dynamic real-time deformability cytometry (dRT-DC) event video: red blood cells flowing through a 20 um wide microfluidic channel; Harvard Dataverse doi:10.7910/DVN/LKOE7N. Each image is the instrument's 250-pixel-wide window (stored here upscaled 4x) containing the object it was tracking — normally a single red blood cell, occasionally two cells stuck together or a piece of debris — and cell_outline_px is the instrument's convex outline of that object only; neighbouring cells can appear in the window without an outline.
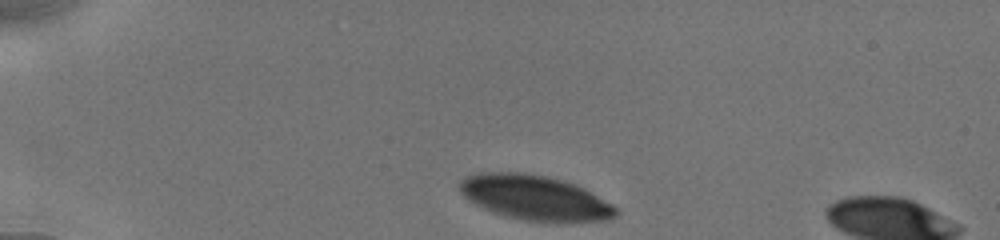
{"species": "human", "species_latin": "Homo sapiens", "temperature_condition": "cold", "stored_images_in_passage": 20, "camera_frame_rate_fps": 3000, "um_per_image_px": 0.085, "donor": {"sex": "male"}, "frame": {"image": 1, "passage_image": 1, "time_ms": 0.0, "image_size_px": [1000, 240], "cell_outline_px": [[620, 212], [616, 216], [608, 220], [568, 224], [524, 220], [492, 212], [476, 204], [464, 196], [460, 192], [460, 180], [468, 176], [480, 172], [520, 172], [544, 176], [564, 180], [584, 188], [612, 204]], "centroid_in_image_um": [45.53, 16.83], "position_along_channel_um": 39.5, "area_um2": 41.21}}
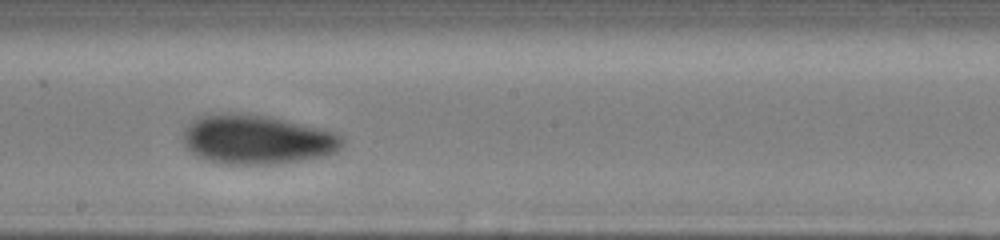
{"frame": {"image": 2, "passage_image": 9, "time_ms": 6.333, "image_size_px": [1000, 240], "cell_outline_px": [[344, 144], [336, 152], [324, 156], [300, 160], [272, 164], [228, 164], [204, 160], [196, 156], [184, 144], [180, 136], [184, 128], [196, 116], [220, 112], [252, 112], [324, 128], [336, 132], [344, 136]], "centroid_in_image_um": [21.82, 11.82], "position_along_channel_um": 226.4, "area_um2": 46.99}}
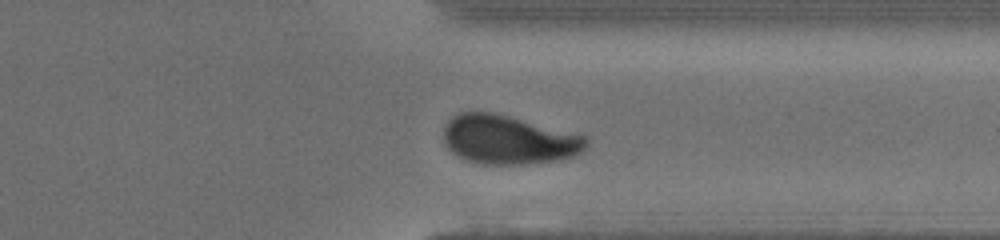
{"frame": {"image": 3, "passage_image": 17, "time_ms": 10.0, "image_size_px": [1000, 240], "cell_outline_px": [[588, 144], [580, 152], [572, 156], [560, 160], [528, 164], [480, 164], [456, 156], [444, 144], [444, 128], [448, 120], [452, 116], [460, 112], [492, 112], [508, 116], [584, 136], [588, 140]], "centroid_in_image_um": [43.17, 11.89], "position_along_channel_um": 368.2, "area_um2": 40.4}, "authors_computed_cell_mechanics": {"area_um2": 44.506, "velocity_mm_per_s": 3.8622, "shape_relaxation_time_tau1_ms": 2.2001, "shape_relaxation_time_tau2_ms": 0.9368, "deformation_change_tau1": 0.0919, "deformation_change_tau2": 0.0299}}